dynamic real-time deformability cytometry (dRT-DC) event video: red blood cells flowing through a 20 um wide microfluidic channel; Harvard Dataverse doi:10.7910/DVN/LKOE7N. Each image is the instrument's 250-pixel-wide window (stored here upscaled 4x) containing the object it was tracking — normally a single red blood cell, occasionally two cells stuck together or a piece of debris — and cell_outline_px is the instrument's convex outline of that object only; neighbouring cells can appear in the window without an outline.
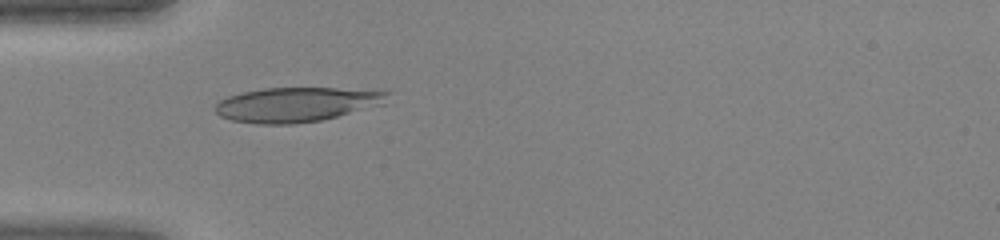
{"species": "human", "species_latin": "Homo sapiens", "temperature_condition": "warm", "stored_images_in_passage": 32, "camera_frame_rate_fps": 3000, "um_per_image_px": 0.085, "donor": {"sex": "female"}, "frame": {"image": 1, "passage_image": 1, "time_ms": 0.0, "image_size_px": [1000, 240], "cell_outline_px": [[392, 92], [384, 104], [320, 120], [292, 124], [256, 124], [232, 120], [220, 116], [216, 112], [216, 104], [220, 100], [228, 96], [244, 92], [264, 88], [336, 88]], "centroid_in_image_um": [25.2, 8.88], "position_along_channel_um": 59.8, "area_um2": 34.39}}
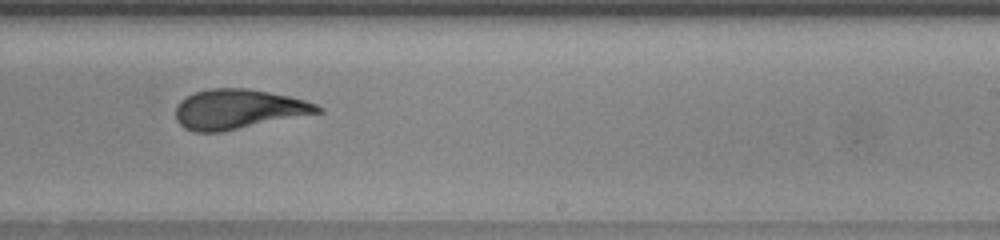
{"frame": {"image": 2, "passage_image": 15, "time_ms": 4.667, "image_size_px": [1000, 240], "cell_outline_px": [[324, 112], [220, 132], [192, 132], [184, 128], [176, 120], [176, 108], [180, 100], [196, 92], [208, 88], [248, 88], [288, 96], [304, 100], [316, 104], [324, 108]], "centroid_in_image_um": [20.26, 9.28], "position_along_channel_um": 268.7, "area_um2": 32.83}}
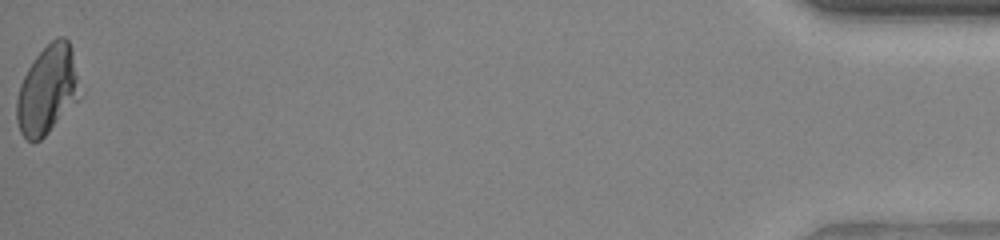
{"frame": {"image": 3, "passage_image": 32, "time_ms": 10.333, "image_size_px": [1000, 240], "cell_outline_px": [[76, 100], [48, 132], [40, 140], [28, 140], [20, 132], [16, 120], [16, 100], [20, 84], [28, 68], [36, 56], [52, 40], [60, 36], [64, 36], [68, 40], [72, 48], [76, 76]], "centroid_in_image_um": [3.96, 7.63], "position_along_channel_um": 431.2, "area_um2": 31.39}}